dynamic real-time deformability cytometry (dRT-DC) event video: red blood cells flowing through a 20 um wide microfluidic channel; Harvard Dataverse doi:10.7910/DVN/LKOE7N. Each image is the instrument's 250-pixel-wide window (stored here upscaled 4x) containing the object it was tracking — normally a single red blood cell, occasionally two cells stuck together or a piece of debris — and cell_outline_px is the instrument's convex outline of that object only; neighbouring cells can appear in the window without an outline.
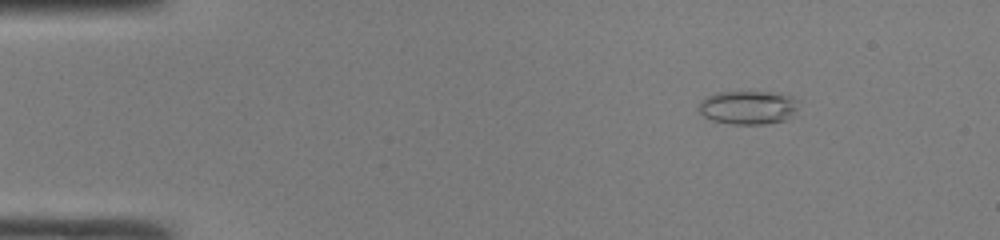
{"species": "common noctule bat (a hibernating species)", "species_latin": "Nyctalus noctula", "temperature_condition": "room temperature", "stored_images_in_passage": 43, "camera_frame_rate_fps": 3000, "um_per_image_px": 0.085, "animal": {"sex": "male", "body_mass_g": 19.0, "forearm_length_mm": 50.8}, "frame": {"image": 1, "passage_image": 1, "time_ms": 0.0, "image_size_px": [1000, 240], "cell_outline_px": [[800, 100], [792, 116], [788, 120], [764, 124], [732, 124], [712, 120], [704, 116], [700, 112], [700, 100], [716, 92], [768, 92], [788, 96]], "centroid_in_image_um": [63.6, 9.14], "position_along_channel_um": 21.4, "area_um2": 19.48}}
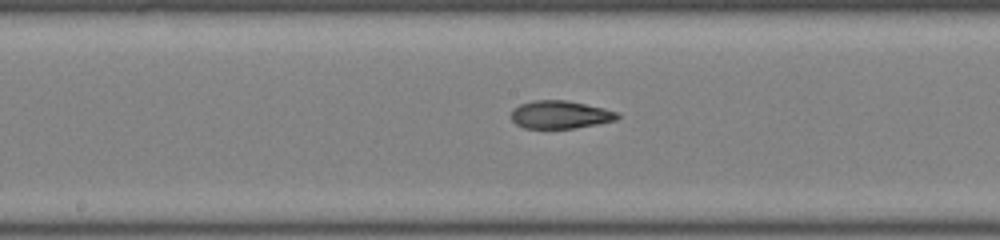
{"frame": {"image": 2, "passage_image": 20, "time_ms": 6.333, "image_size_px": [1000, 240], "cell_outline_px": [[620, 116], [616, 120], [576, 128], [524, 128], [516, 124], [512, 120], [512, 108], [520, 104], [532, 100], [568, 100], [604, 108], [620, 112]], "centroid_in_image_um": [47.63, 9.73], "position_along_channel_um": 200.6, "area_um2": 17.4}}
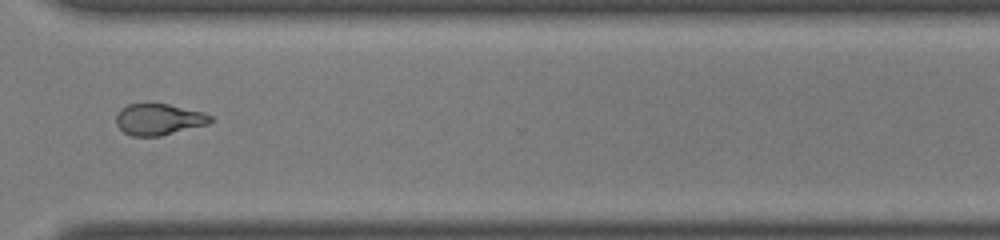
{"frame": {"image": 3, "passage_image": 31, "time_ms": 10.0, "image_size_px": [1000, 240], "cell_outline_px": [[212, 120], [208, 124], [160, 136], [132, 136], [124, 132], [116, 124], [116, 116], [120, 108], [128, 104], [168, 104], [204, 112], [212, 116]], "centroid_in_image_um": [13.49, 10.15], "position_along_channel_um": 357.1, "area_um2": 17.17}, "authors_computed_cell_mechanics": {"area_um2": 18.3226, "velocity_mm_per_s": 4.2589, "shape_relaxation_time_tau1_ms": 9.1235, "shape_relaxation_time_tau2_ms": 2.5535, "deformation_change_tau1": 0.2576, "deformation_change_tau2": 0.0943}}